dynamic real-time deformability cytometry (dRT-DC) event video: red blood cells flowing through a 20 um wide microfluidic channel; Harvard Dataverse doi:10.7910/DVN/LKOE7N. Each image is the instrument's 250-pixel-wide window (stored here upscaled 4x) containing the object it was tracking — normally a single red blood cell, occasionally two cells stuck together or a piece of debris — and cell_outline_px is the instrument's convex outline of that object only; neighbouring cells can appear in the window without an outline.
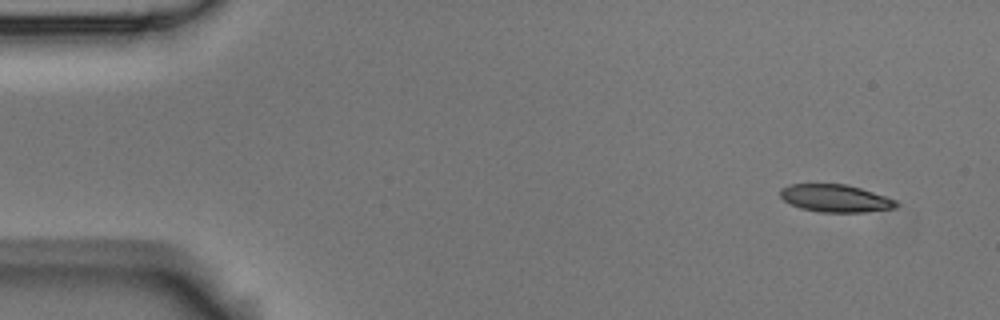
{"species": "Egyptian fruit bat (a non-hibernating species)", "species_latin": "Rousettus aegyptiacus", "temperature_condition": "room temperature", "stored_images_in_passage": 8, "camera_frame_rate_fps": 3000, "um_per_image_px": 0.085, "animal": {"sex": "male"}, "frame": {"image": 1, "passage_image": 1, "time_ms": 0.0, "image_size_px": [1000, 320], "cell_outline_px": [[900, 204], [896, 208], [864, 212], [820, 212], [800, 208], [784, 200], [780, 196], [780, 188], [792, 184], [848, 184], [896, 200]], "centroid_in_image_um": [71.02, 16.86], "position_along_channel_um": 14.0, "area_um2": 18.55}}
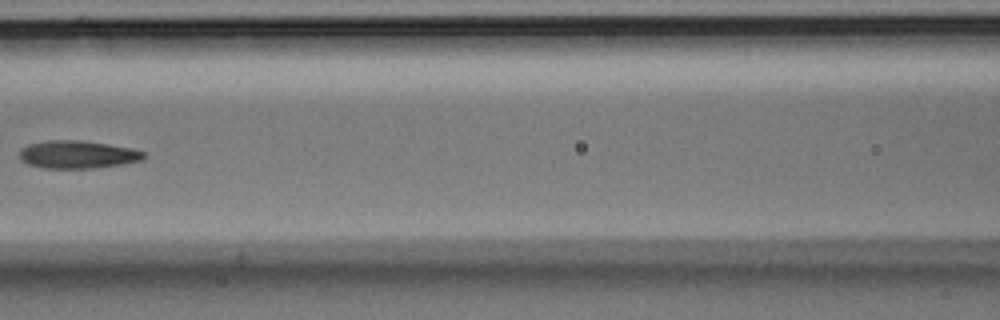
{"frame": {"image": 2, "passage_image": 7, "time_ms": 2.0, "image_size_px": [1000, 320], "cell_outline_px": [[144, 160], [124, 164], [96, 168], [44, 168], [28, 164], [20, 160], [20, 148], [28, 144], [44, 140], [80, 140], [108, 144], [132, 148], [144, 152]], "centroid_in_image_um": [6.58, 13.13], "position_along_channel_um": 160.0, "area_um2": 20.35}}
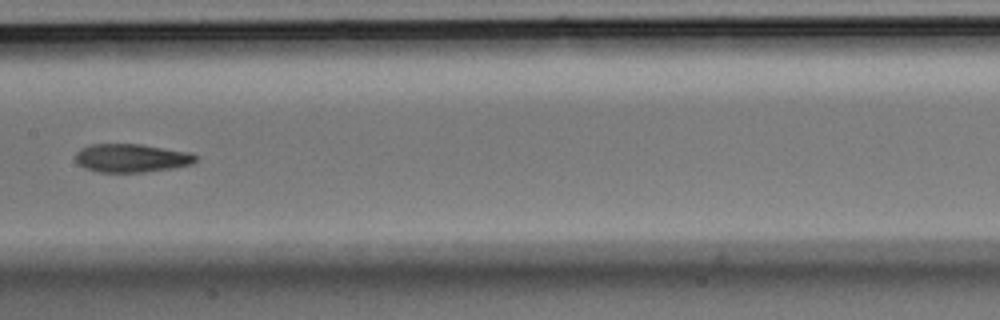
{"frame": {"image": 3, "passage_image": 8, "time_ms": 2.333, "image_size_px": [1000, 320], "cell_outline_px": [[200, 156], [192, 164], [172, 168], [144, 172], [100, 172], [84, 168], [76, 164], [76, 152], [80, 148], [92, 144], [140, 144], [188, 152]], "centroid_in_image_um": [11.16, 13.43], "position_along_channel_um": 196.2, "area_um2": 19.94}}